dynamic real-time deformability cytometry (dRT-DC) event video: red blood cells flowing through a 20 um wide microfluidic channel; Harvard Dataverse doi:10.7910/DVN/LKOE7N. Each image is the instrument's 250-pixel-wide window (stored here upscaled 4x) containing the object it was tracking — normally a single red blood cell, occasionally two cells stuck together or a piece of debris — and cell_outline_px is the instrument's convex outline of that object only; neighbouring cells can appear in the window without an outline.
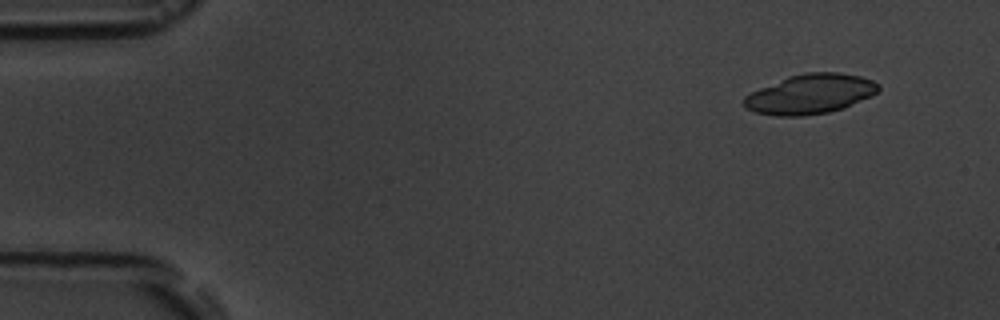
{"species": "common noctule bat (a hibernating species)", "species_latin": "Nyctalus noctula", "temperature_condition": "room temperature", "stored_images_in_passage": 6, "camera_frame_rate_fps": 3000, "um_per_image_px": 0.085, "animal": {"sex": "male", "body_mass_g": 19.5, "forearm_length_mm": 54.6}, "frame": {"image": 1, "passage_image": 2, "time_ms": 1.0, "image_size_px": [1000, 320], "cell_outline_px": [[880, 88], [872, 96], [844, 108], [828, 112], [804, 116], [776, 116], [756, 112], [744, 108], [744, 96], [760, 88], [788, 76], [804, 72], [840, 72], [860, 76], [872, 80], [880, 84]], "centroid_in_image_um": [68.89, 7.99], "position_along_channel_um": 16.1, "area_um2": 31.21}}